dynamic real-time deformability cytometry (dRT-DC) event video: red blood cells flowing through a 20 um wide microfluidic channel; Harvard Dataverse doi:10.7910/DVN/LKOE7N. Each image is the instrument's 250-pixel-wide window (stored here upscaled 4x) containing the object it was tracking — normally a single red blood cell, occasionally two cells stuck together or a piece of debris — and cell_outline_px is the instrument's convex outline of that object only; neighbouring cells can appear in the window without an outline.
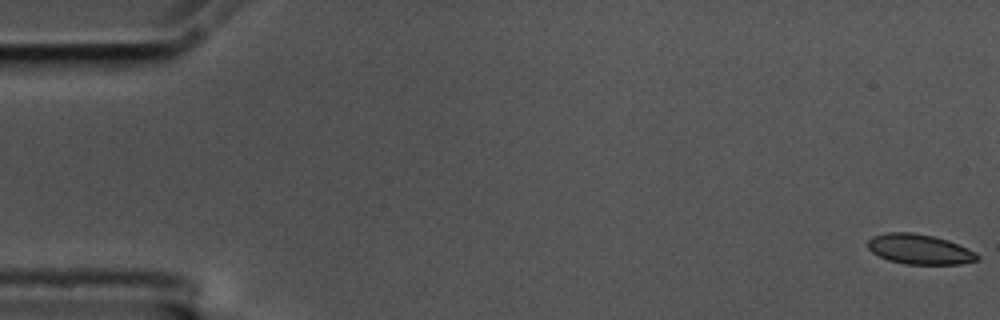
{"species": "common noctule bat (a hibernating species)", "species_latin": "Nyctalus noctula", "temperature_condition": "cold", "stored_images_in_passage": 59, "camera_frame_rate_fps": 3000, "um_per_image_px": 0.085, "animal": {"sex": "male", "body_mass_g": 17.5, "forearm_length_mm": 52.3}, "frame": {"image": 1, "passage_image": 1, "time_ms": 0.0, "image_size_px": [1000, 320], "cell_outline_px": [[980, 260], [960, 264], [904, 264], [888, 260], [872, 252], [868, 248], [868, 240], [872, 236], [884, 232], [912, 232], [932, 236], [948, 240], [976, 252], [980, 256]], "centroid_in_image_um": [78.16, 21.18], "position_along_channel_um": 6.8, "area_um2": 19.25}}
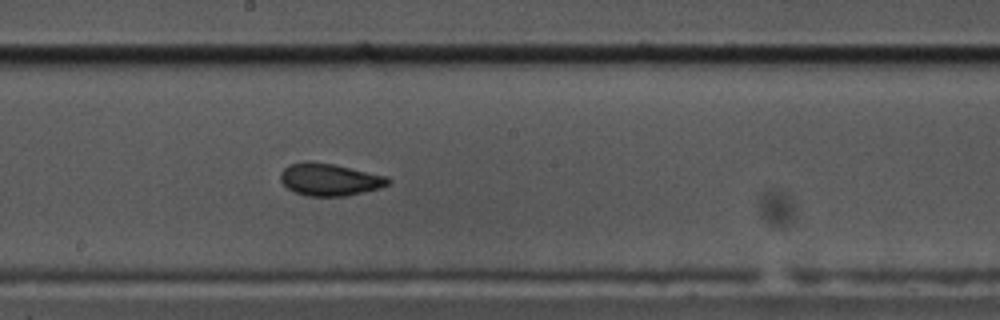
{"frame": {"image": 2, "passage_image": 32, "time_ms": 10.333, "image_size_px": [1000, 320], "cell_outline_px": [[392, 180], [388, 184], [380, 188], [348, 196], [304, 196], [288, 188], [280, 180], [280, 172], [288, 164], [332, 164], [388, 176]], "centroid_in_image_um": [28.07, 15.3], "position_along_channel_um": 220.1, "area_um2": 19.77}}
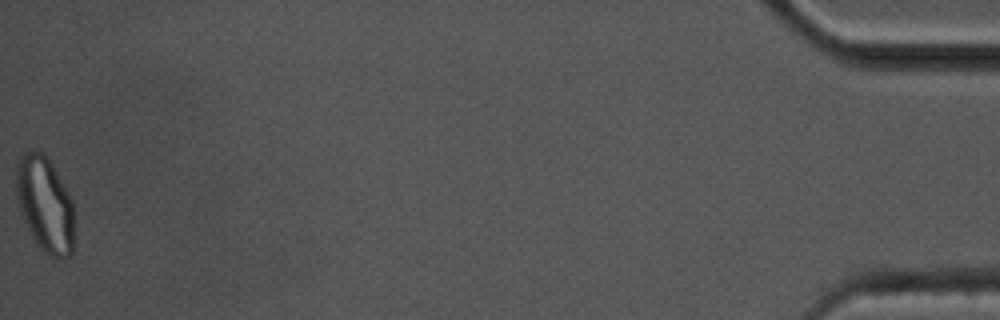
{"frame": {"image": 3, "passage_image": 59, "time_ms": 19.333, "image_size_px": [1000, 320], "cell_outline_px": [[76, 220], [72, 256], [60, 260], [52, 260], [36, 244], [20, 212], [16, 196], [16, 164], [20, 156], [24, 152], [36, 148], [44, 152], [52, 164], [72, 200]], "centroid_in_image_um": [3.85, 17.41], "position_along_channel_um": 431.3, "area_um2": 33.41}, "authors_computed_cell_mechanics": {"area_um2": 20.1722, "velocity_mm_per_s": 3.4568, "shape_relaxation_time_tau1_ms": 8.213, "shape_relaxation_time_tau2_ms": 1.6909, "deformation_change_tau1": 0.1515, "deformation_change_tau2": 0.0485}}